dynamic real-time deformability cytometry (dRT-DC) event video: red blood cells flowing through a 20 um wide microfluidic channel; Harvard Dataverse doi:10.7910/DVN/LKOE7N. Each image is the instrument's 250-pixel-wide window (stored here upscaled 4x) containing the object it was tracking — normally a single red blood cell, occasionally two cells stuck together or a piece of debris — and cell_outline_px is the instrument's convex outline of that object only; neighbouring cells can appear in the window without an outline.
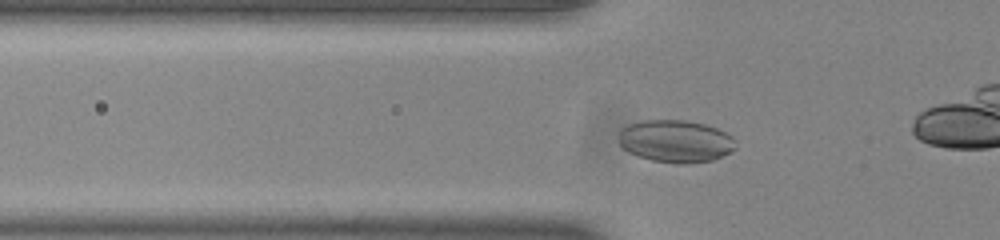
{"species": "common noctule bat (a hibernating species)", "species_latin": "Nyctalus noctula", "temperature_condition": "room temperature", "stored_images_in_passage": 30, "camera_frame_rate_fps": 3000, "um_per_image_px": 0.085, "animal": {"sex": "male", "body_mass_g": 20.0, "forearm_length_mm": 53.3}, "frame": {"image": 1, "passage_image": 4, "time_ms": 1.0, "image_size_px": [1000, 240], "cell_outline_px": [[736, 140], [732, 148], [728, 152], [712, 160], [688, 164], [676, 164], [652, 160], [636, 156], [628, 152], [620, 144], [620, 128], [628, 124], [644, 120], [684, 120], [704, 124], [716, 128], [732, 136]], "centroid_in_image_um": [57.39, 12.0], "position_along_channel_um": 68.4, "area_um2": 28.78}}
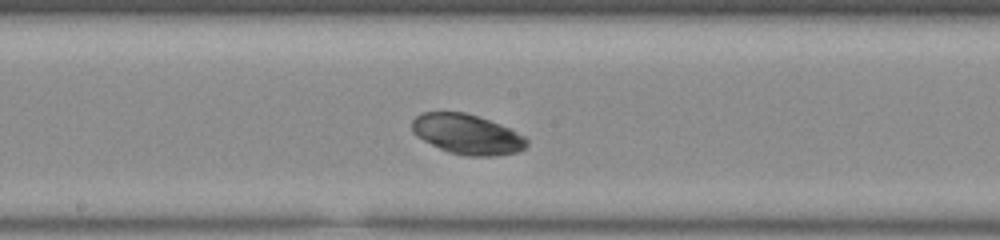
{"frame": {"image": 2, "passage_image": 15, "time_ms": 4.667, "image_size_px": [1000, 240], "cell_outline_px": [[528, 144], [520, 152], [496, 156], [464, 156], [448, 152], [416, 136], [412, 132], [412, 120], [416, 116], [424, 112], [464, 112], [512, 128], [524, 136], [528, 140]], "centroid_in_image_um": [39.74, 11.42], "position_along_channel_um": 208.5, "area_um2": 26.88}}
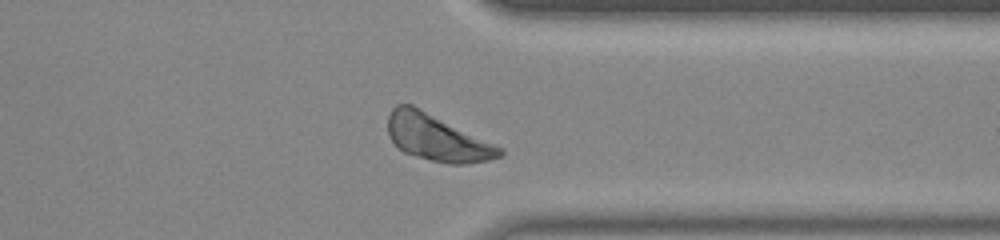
{"frame": {"image": 3, "passage_image": 28, "time_ms": 9.0, "image_size_px": [1000, 240], "cell_outline_px": [[504, 152], [500, 156], [488, 160], [468, 164], [448, 164], [416, 156], [404, 152], [388, 136], [388, 116], [392, 108], [396, 104], [412, 104], [504, 148]], "centroid_in_image_um": [37.16, 11.7], "position_along_channel_um": 374.2, "area_um2": 30.17}}